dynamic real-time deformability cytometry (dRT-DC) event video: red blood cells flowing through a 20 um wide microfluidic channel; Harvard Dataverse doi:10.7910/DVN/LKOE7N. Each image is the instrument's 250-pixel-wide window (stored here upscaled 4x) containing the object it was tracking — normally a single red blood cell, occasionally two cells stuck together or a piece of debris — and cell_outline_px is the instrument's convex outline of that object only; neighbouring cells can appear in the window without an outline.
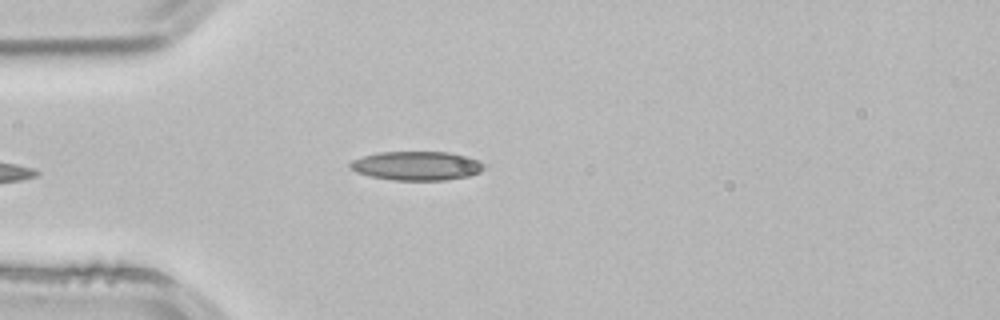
{"species": "common noctule bat (a hibernating species)", "species_latin": "Nyctalus noctula", "temperature_condition": "room temperature", "stored_images_in_passage": 3, "camera_frame_rate_fps": 3000, "um_per_image_px": 0.085, "animal": {"sex": "male", "body_mass_g": 21.5, "forearm_length_mm": 52.0}, "frame": {"image": 1, "passage_image": 3, "time_ms": 0.667, "image_size_px": [1000, 320], "cell_outline_px": [[484, 168], [480, 172], [468, 176], [444, 180], [392, 180], [372, 176], [356, 172], [348, 164], [352, 160], [364, 156], [380, 152], [448, 152], [468, 156], [484, 164]], "centroid_in_image_um": [35.43, 14.09], "position_along_channel_um": 49.6, "area_um2": 22.43}}